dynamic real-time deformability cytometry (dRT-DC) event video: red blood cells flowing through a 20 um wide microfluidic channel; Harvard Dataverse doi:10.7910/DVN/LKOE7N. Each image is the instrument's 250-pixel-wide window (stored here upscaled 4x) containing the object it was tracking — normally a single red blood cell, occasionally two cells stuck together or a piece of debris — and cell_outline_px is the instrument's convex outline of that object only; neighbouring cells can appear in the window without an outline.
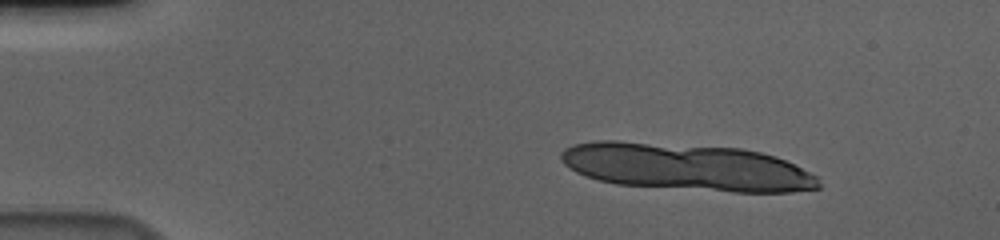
{"species": "human", "species_latin": "Homo sapiens", "temperature_condition": "cold", "stored_images_in_passage": 5, "camera_frame_rate_fps": 3000, "um_per_image_px": 0.085, "donor": {"sex": "male"}, "frame": {"image": 1, "passage_image": 1, "time_ms": 0.0, "image_size_px": [1000, 240], "cell_outline_px": [[816, 188], [772, 192], [756, 192], [632, 184], [608, 180], [592, 176], [584, 172], [712, 148], [720, 148], [752, 152], [768, 156], [792, 164]], "centroid_in_image_um": [60.46, 14.63], "position_along_channel_um": 24.5, "area_um2": 45.95}}